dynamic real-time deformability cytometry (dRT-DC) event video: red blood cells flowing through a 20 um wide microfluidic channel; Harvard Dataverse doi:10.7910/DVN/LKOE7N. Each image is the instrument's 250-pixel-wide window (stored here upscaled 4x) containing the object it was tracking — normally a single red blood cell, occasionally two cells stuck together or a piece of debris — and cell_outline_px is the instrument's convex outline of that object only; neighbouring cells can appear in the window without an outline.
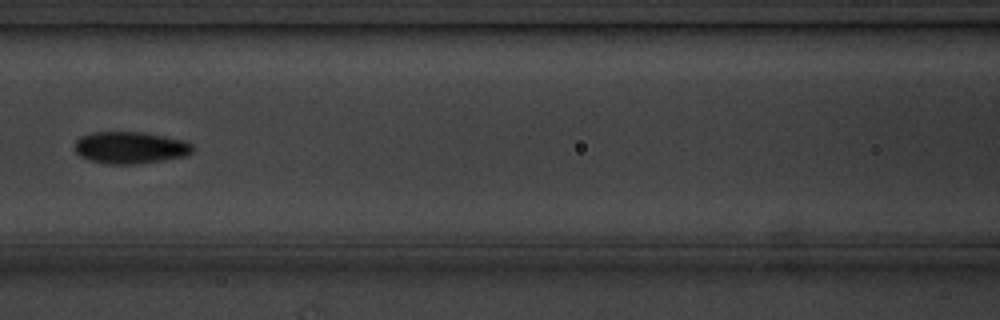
{"species": "common noctule bat (a hibernating species)", "species_latin": "Nyctalus noctula", "temperature_condition": "cold", "stored_images_in_passage": 7, "camera_frame_rate_fps": 3000, "um_per_image_px": 0.085, "animal": {"sex": "male", "body_mass_g": 20.1, "forearm_length_mm": 53.5}, "frame": {"image": 1, "passage_image": 7, "time_ms": 7.0, "image_size_px": [1000, 320], "cell_outline_px": [[192, 152], [188, 156], [132, 164], [104, 164], [88, 160], [80, 156], [76, 152], [76, 140], [80, 136], [92, 132], [144, 132], [188, 140], [192, 144]], "centroid_in_image_um": [11.09, 12.54], "position_along_channel_um": 155.5, "area_um2": 22.14}}